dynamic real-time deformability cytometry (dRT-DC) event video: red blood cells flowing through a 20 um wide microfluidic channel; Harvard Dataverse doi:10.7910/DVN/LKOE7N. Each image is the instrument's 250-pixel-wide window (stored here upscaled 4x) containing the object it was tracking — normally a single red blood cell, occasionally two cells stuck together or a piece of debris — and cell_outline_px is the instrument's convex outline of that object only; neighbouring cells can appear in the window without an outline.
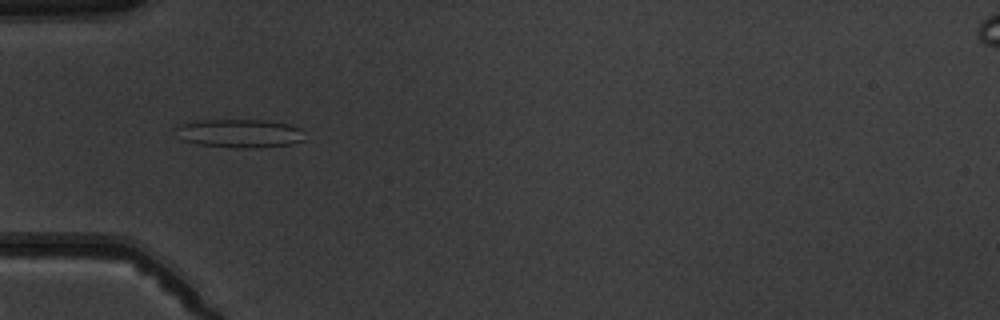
{"species": "common noctule bat (a hibernating species)", "species_latin": "Nyctalus noctula", "temperature_condition": "warm", "stored_images_in_passage": 6, "camera_frame_rate_fps": 3000, "um_per_image_px": 0.085, "animal": {"sex": "male", "body_mass_g": 19.5, "forearm_length_mm": 54.6}, "frame": {"image": 1, "passage_image": 6, "time_ms": 5.333, "image_size_px": [1000, 320], "cell_outline_px": [[304, 140], [292, 144], [252, 148], [236, 148], [196, 144], [184, 140], [176, 128], [176, 124], [200, 120], [268, 120], [288, 124], [300, 128]], "centroid_in_image_um": [20.38, 11.33], "position_along_channel_um": 64.6, "area_um2": 21.33}}